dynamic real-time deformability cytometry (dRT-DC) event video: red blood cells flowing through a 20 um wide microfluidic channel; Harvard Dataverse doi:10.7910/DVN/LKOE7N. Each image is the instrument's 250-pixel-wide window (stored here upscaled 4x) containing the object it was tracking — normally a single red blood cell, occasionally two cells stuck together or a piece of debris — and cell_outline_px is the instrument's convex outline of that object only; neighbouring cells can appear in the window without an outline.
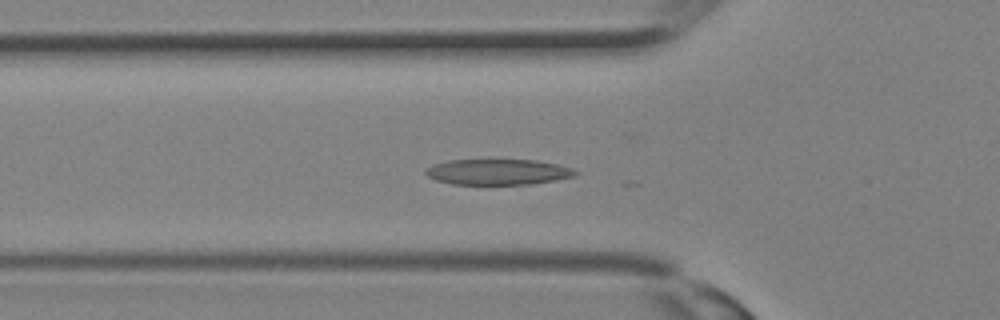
{"species": "Egyptian fruit bat (a non-hibernating species)", "species_latin": "Rousettus aegyptiacus", "temperature_condition": "room temperature", "stored_images_in_passage": 15, "camera_frame_rate_fps": 3000, "um_per_image_px": 0.085, "animal": {"sex": "female"}, "frame": {"image": 1, "passage_image": 8, "time_ms": 2.333, "image_size_px": [1000, 320], "cell_outline_px": [[580, 172], [576, 176], [532, 184], [452, 184], [436, 180], [428, 176], [424, 172], [424, 168], [432, 164], [448, 160], [488, 156], [536, 160], [556, 164], [572, 168]], "centroid_in_image_um": [42.27, 14.55], "position_along_channel_um": 83.5, "area_um2": 23.76}}
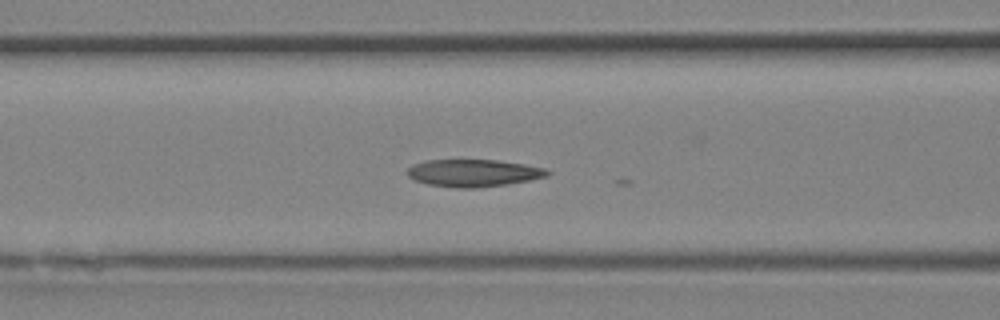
{"frame": {"image": 2, "passage_image": 10, "time_ms": 3.0, "image_size_px": [1000, 320], "cell_outline_px": [[552, 172], [548, 176], [528, 180], [504, 184], [476, 188], [456, 188], [428, 184], [416, 180], [408, 176], [404, 172], [412, 164], [424, 160], [496, 160], [524, 164], [544, 168]], "centroid_in_image_um": [40.2, 14.7], "position_along_channel_um": 126.4, "area_um2": 22.25}}
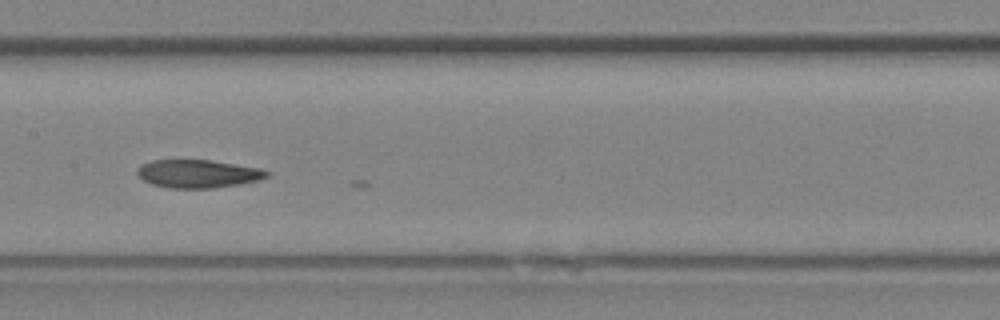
{"frame": {"image": 3, "passage_image": 13, "time_ms": 4.0, "image_size_px": [1000, 320], "cell_outline_px": [[272, 172], [268, 176], [260, 180], [212, 188], [168, 188], [152, 184], [136, 176], [136, 168], [140, 164], [152, 160], [208, 160], [260, 168]], "centroid_in_image_um": [16.78, 14.76], "position_along_channel_um": 190.6, "area_um2": 21.27}}